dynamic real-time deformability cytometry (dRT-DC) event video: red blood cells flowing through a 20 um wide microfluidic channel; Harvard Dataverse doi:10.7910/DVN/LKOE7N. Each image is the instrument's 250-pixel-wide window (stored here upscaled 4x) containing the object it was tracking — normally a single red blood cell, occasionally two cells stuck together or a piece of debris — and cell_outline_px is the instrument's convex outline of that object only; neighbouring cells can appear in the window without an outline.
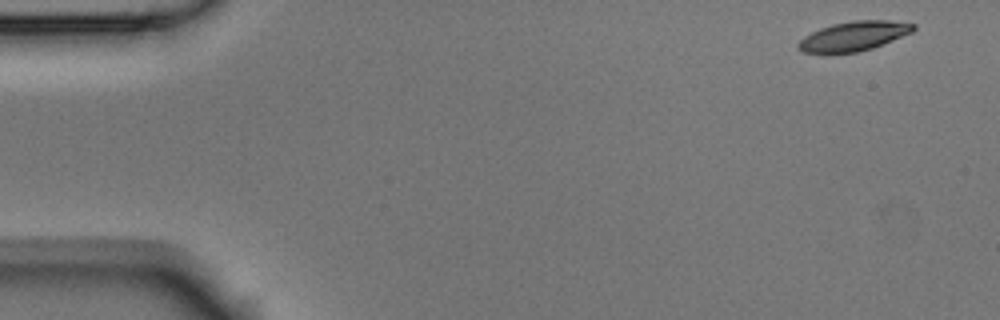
{"species": "Egyptian fruit bat (a non-hibernating species)", "species_latin": "Rousettus aegyptiacus", "temperature_condition": "room temperature", "stored_images_in_passage": 6, "camera_frame_rate_fps": 3000, "um_per_image_px": 0.085, "animal": {"sex": "male"}, "frame": {"image": 1, "passage_image": 1, "time_ms": 0.0, "image_size_px": [1000, 320], "cell_outline_px": [[916, 28], [912, 32], [872, 48], [856, 52], [828, 56], [804, 52], [796, 48], [796, 44], [804, 36], [820, 28], [832, 24], [852, 20], [888, 20], [916, 24]], "centroid_in_image_um": [72.49, 3.1], "position_along_channel_um": 12.5, "area_um2": 20.29}}